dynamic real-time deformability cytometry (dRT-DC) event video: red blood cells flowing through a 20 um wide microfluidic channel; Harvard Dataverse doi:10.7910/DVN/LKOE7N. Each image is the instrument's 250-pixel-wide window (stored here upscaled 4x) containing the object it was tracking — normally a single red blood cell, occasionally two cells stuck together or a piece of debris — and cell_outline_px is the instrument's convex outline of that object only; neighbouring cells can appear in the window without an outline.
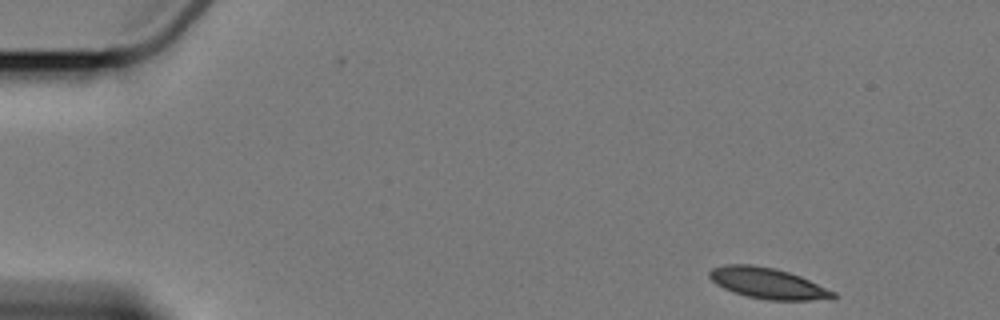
{"species": "Egyptian fruit bat (a non-hibernating species)", "species_latin": "Rousettus aegyptiacus", "temperature_condition": "cold", "stored_images_in_passage": 9, "camera_frame_rate_fps": 3000, "um_per_image_px": 0.085, "animal": {"sex": "female"}, "frame": {"image": 1, "passage_image": 1, "time_ms": 0.0, "image_size_px": [1000, 320], "cell_outline_px": [[840, 296], [836, 300], [768, 300], [748, 296], [732, 292], [716, 284], [708, 276], [708, 272], [712, 268], [724, 264], [752, 264], [776, 268], [800, 276], [836, 292]], "centroid_in_image_um": [65.31, 24.08], "position_along_channel_um": 19.7, "area_um2": 22.6}}
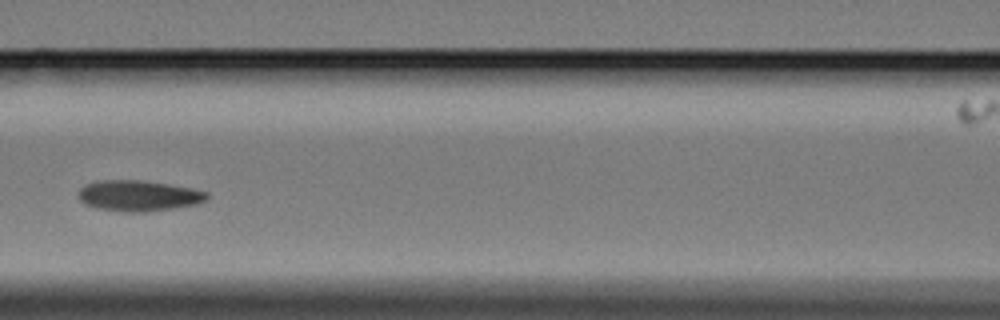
{"frame": {"image": 2, "passage_image": 6, "time_ms": 7.0, "image_size_px": [1000, 320], "cell_outline_px": [[208, 200], [196, 204], [172, 208], [144, 212], [124, 212], [96, 208], [84, 204], [80, 200], [80, 188], [84, 184], [96, 180], [144, 180], [192, 188], [208, 192]], "centroid_in_image_um": [11.77, 16.63], "position_along_channel_um": 154.8, "area_um2": 23.18}}
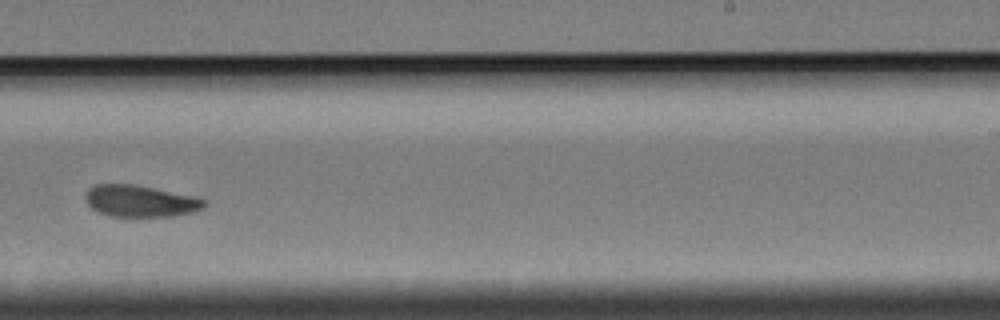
{"frame": {"image": 3, "passage_image": 9, "time_ms": 10.667, "image_size_px": [1000, 320], "cell_outline_px": [[208, 204], [204, 208], [196, 212], [172, 216], [112, 216], [100, 212], [92, 208], [88, 204], [84, 196], [88, 188], [92, 184], [136, 184], [196, 196], [208, 200]], "centroid_in_image_um": [11.99, 17.07], "position_along_channel_um": 277.0, "area_um2": 22.31}}